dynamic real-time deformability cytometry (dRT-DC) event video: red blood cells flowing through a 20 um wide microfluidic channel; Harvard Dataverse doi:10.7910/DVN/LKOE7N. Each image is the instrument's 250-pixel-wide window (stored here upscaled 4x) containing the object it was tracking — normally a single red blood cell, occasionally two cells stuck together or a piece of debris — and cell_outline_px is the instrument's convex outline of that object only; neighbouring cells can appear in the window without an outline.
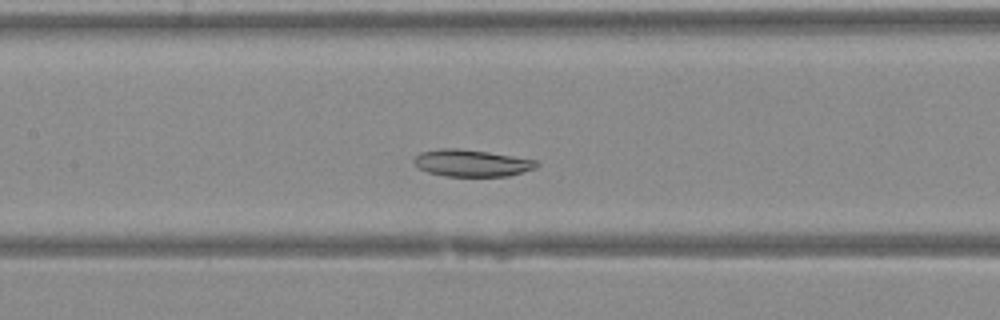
{"species": "Egyptian fruit bat (a non-hibernating species)", "species_latin": "Rousettus aegyptiacus", "temperature_condition": "warm", "stored_images_in_passage": 34, "camera_frame_rate_fps": 3000, "um_per_image_px": 0.085, "animal": {"sex": "female"}, "frame": {"image": 1, "passage_image": 12, "time_ms": 3.667, "image_size_px": [1000, 320], "cell_outline_px": [[540, 164], [536, 168], [508, 176], [444, 176], [428, 172], [420, 168], [412, 160], [420, 152], [440, 148], [456, 148], [488, 152], [536, 160]], "centroid_in_image_um": [40.09, 13.86], "position_along_channel_um": 167.3, "area_um2": 19.13}}
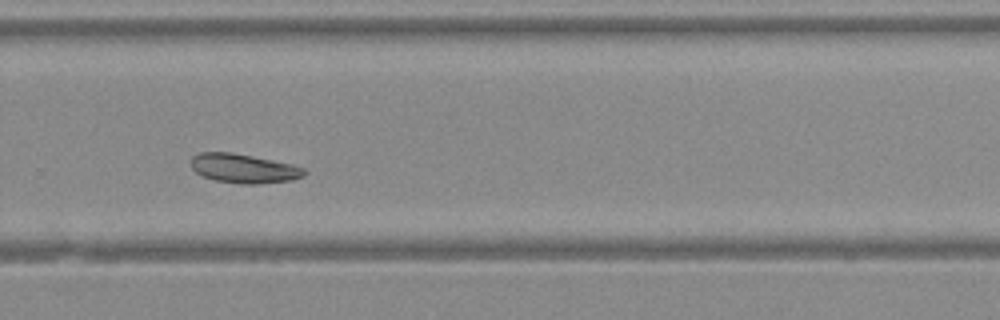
{"frame": {"image": 2, "passage_image": 21, "time_ms": 6.667, "image_size_px": [1000, 320], "cell_outline_px": [[308, 172], [304, 176], [292, 180], [260, 184], [240, 184], [216, 180], [204, 176], [196, 172], [192, 168], [192, 156], [200, 152], [232, 152], [292, 164], [304, 168]], "centroid_in_image_um": [20.75, 14.32], "position_along_channel_um": 309.0, "area_um2": 19.25}}
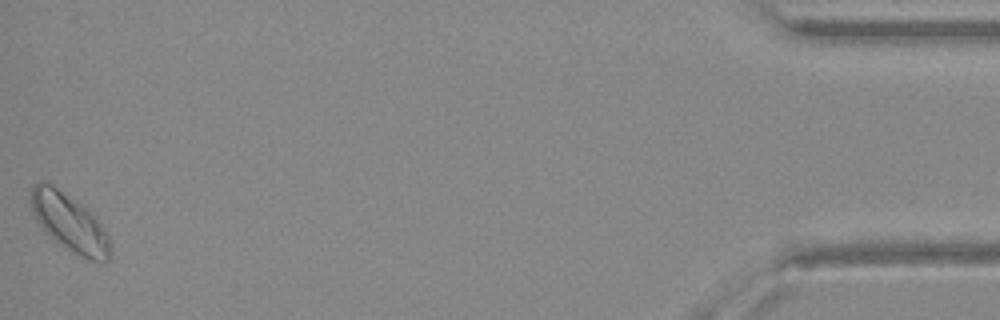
{"frame": {"image": 3, "passage_image": 34, "time_ms": 11.0, "image_size_px": [1000, 320], "cell_outline_px": [[108, 260], [104, 264], [88, 260], [64, 248], [44, 232], [36, 220], [28, 200], [32, 188], [36, 184], [52, 184], [84, 204], [108, 232]], "centroid_in_image_um": [5.89, 18.94], "position_along_channel_um": 429.3, "area_um2": 26.88}}